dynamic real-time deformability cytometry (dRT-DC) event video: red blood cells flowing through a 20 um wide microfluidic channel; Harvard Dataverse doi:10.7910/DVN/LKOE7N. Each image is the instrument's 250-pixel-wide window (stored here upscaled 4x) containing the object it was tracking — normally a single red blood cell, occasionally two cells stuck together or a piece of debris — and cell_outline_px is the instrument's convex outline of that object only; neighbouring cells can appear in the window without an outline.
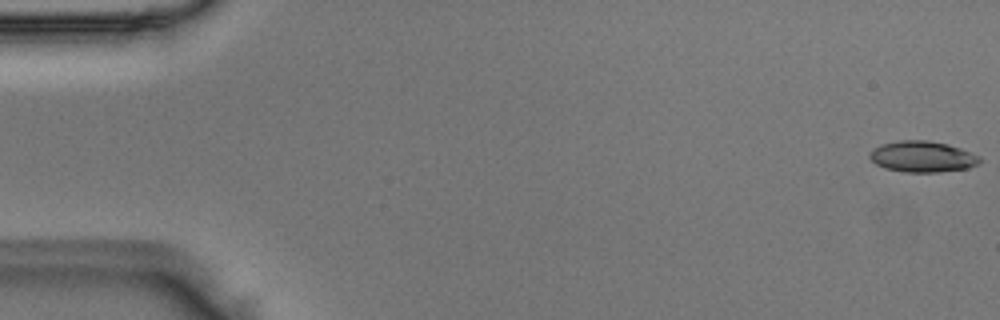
{"species": "Egyptian fruit bat (a non-hibernating species)", "species_latin": "Rousettus aegyptiacus", "temperature_condition": "room temperature", "stored_images_in_passage": 48, "camera_frame_rate_fps": 3000, "um_per_image_px": 0.085, "animal": {"sex": "male"}, "frame": {"image": 1, "passage_image": 1, "time_ms": 0.0, "image_size_px": [1000, 320], "cell_outline_px": [[980, 160], [976, 164], [968, 168], [936, 172], [904, 172], [884, 168], [876, 164], [868, 156], [872, 148], [880, 144], [900, 140], [928, 140], [948, 144], [960, 148], [980, 156]], "centroid_in_image_um": [78.36, 13.3], "position_along_channel_um": 6.6, "area_um2": 19.94}}
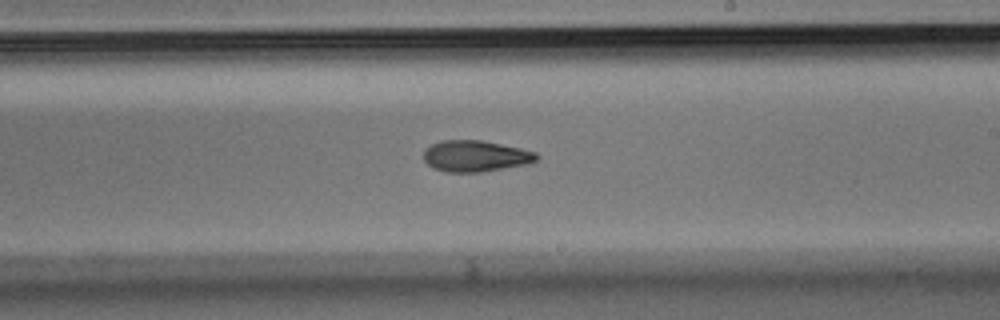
{"frame": {"image": 2, "passage_image": 30, "time_ms": 9.667, "image_size_px": [1000, 320], "cell_outline_px": [[540, 160], [528, 164], [480, 172], [448, 172], [436, 168], [428, 164], [424, 160], [424, 148], [440, 140], [480, 140], [520, 148], [536, 152], [540, 156]], "centroid_in_image_um": [40.45, 13.26], "position_along_channel_um": 248.6, "area_um2": 20.58}}
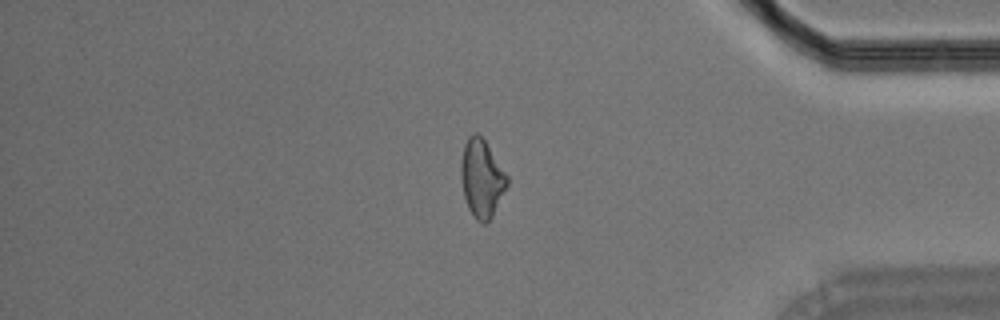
{"frame": {"image": 3, "passage_image": 43, "time_ms": 14.0, "image_size_px": [1000, 320], "cell_outline_px": [[508, 184], [492, 216], [484, 224], [476, 220], [468, 208], [464, 196], [460, 176], [460, 160], [464, 144], [468, 136], [472, 132], [476, 132], [484, 140], [508, 176]], "centroid_in_image_um": [40.92, 15.14], "position_along_channel_um": 394.3, "area_um2": 20.87}}